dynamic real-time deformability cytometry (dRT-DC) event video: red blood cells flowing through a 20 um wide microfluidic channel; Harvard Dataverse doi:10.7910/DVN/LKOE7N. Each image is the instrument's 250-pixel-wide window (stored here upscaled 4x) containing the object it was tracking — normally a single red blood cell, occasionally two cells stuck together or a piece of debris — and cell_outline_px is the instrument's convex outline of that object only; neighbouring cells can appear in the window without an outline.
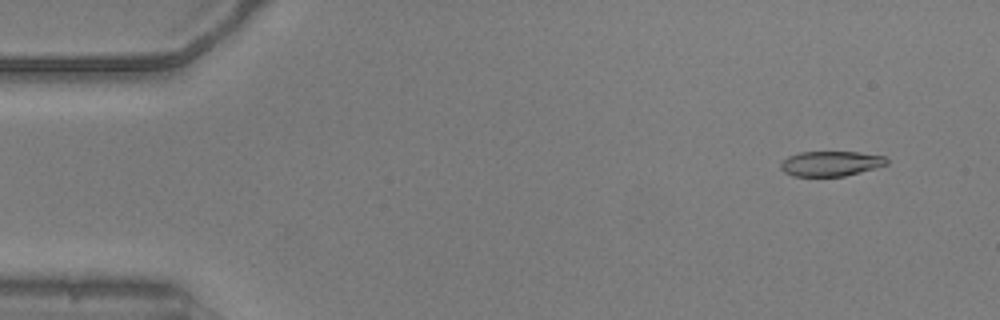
{"species": "common noctule bat (a hibernating species)", "species_latin": "Nyctalus noctula", "temperature_condition": "warm", "stored_images_in_passage": 53, "camera_frame_rate_fps": 3000, "um_per_image_px": 0.085, "animal": {"sex": "male", "body_mass_g": 20.5, "forearm_length_mm": 52.5}, "frame": {"image": 1, "passage_image": 4, "time_ms": 1.0, "image_size_px": [1000, 320], "cell_outline_px": [[888, 164], [860, 172], [844, 176], [792, 176], [784, 172], [780, 168], [780, 164], [788, 156], [800, 152], [860, 152], [884, 156], [888, 160]], "centroid_in_image_um": [70.61, 13.9], "position_along_channel_um": 14.4, "area_um2": 15.43}}
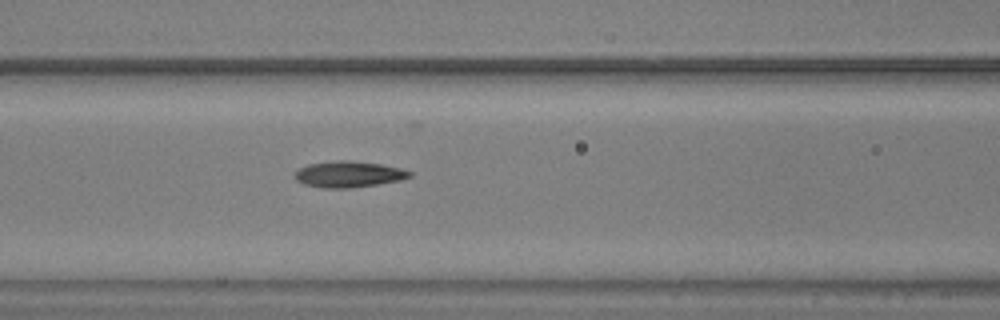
{"frame": {"image": 2, "passage_image": 22, "time_ms": 7.0, "image_size_px": [1000, 320], "cell_outline_px": [[412, 176], [400, 180], [376, 184], [348, 188], [324, 188], [304, 184], [296, 180], [296, 172], [300, 168], [308, 164], [336, 160], [348, 160], [380, 164], [400, 168], [412, 172]], "centroid_in_image_um": [29.64, 14.8], "position_along_channel_um": 137.0, "area_um2": 17.28}}
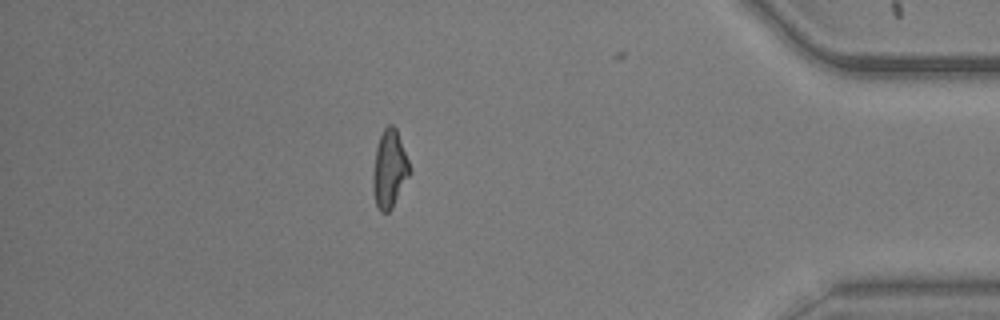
{"frame": {"image": 3, "passage_image": 46, "time_ms": 15.0, "image_size_px": [1000, 320], "cell_outline_px": [[412, 172], [392, 208], [388, 212], [380, 212], [376, 204], [372, 192], [372, 172], [376, 148], [380, 136], [384, 128], [388, 124], [392, 124], [396, 128], [408, 160]], "centroid_in_image_um": [33.1, 14.39], "position_along_channel_um": 402.1, "area_um2": 16.82}, "authors_computed_cell_mechanics": {"area_um2": 16.6464, "velocity_mm_per_s": 3.8364, "shape_relaxation_time_tau1_ms": 3.2049, "shape_relaxation_time_tau2_ms": 3.4984, "deformation_change_tau1": 0.1824, "deformation_change_tau2": 0.1161}}